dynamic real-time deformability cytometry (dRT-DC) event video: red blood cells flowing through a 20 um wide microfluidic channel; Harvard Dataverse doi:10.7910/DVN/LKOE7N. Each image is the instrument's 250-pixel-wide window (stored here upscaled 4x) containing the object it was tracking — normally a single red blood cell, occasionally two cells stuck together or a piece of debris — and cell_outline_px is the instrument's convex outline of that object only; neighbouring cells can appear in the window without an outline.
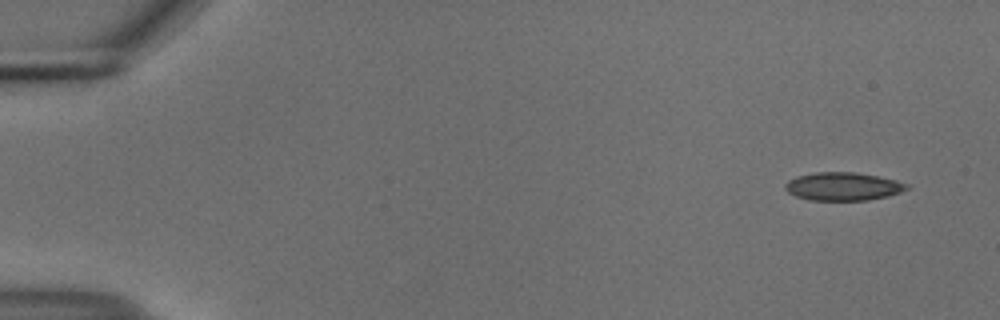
{"species": "common noctule bat (a hibernating species)", "species_latin": "Nyctalus noctula", "temperature_condition": "cold", "stored_images_in_passage": 6, "camera_frame_rate_fps": 3000, "um_per_image_px": 0.085, "animal": {"sex": "male", "body_mass_g": 18.8}, "frame": {"image": 1, "passage_image": 1, "time_ms": 0.0, "image_size_px": [1000, 320], "cell_outline_px": [[908, 188], [900, 192], [888, 196], [868, 200], [808, 200], [796, 196], [788, 192], [784, 188], [784, 184], [788, 180], [796, 176], [816, 172], [856, 172], [896, 180], [908, 184]], "centroid_in_image_um": [71.62, 15.84], "position_along_channel_um": 13.4, "area_um2": 19.94}}
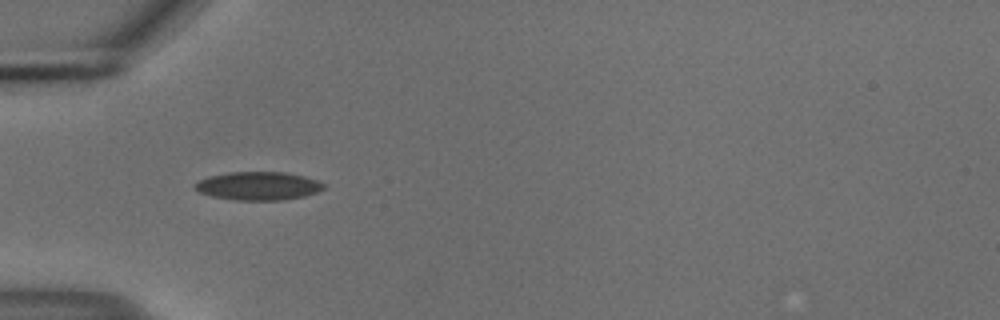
{"frame": {"image": 2, "passage_image": 5, "time_ms": 1.333, "image_size_px": [1000, 320], "cell_outline_px": [[324, 188], [316, 192], [304, 196], [280, 200], [236, 200], [212, 196], [200, 192], [192, 188], [192, 184], [208, 176], [228, 172], [284, 172], [304, 176], [316, 180], [324, 184]], "centroid_in_image_um": [21.9, 15.8], "position_along_channel_um": 63.1, "area_um2": 21.21}}